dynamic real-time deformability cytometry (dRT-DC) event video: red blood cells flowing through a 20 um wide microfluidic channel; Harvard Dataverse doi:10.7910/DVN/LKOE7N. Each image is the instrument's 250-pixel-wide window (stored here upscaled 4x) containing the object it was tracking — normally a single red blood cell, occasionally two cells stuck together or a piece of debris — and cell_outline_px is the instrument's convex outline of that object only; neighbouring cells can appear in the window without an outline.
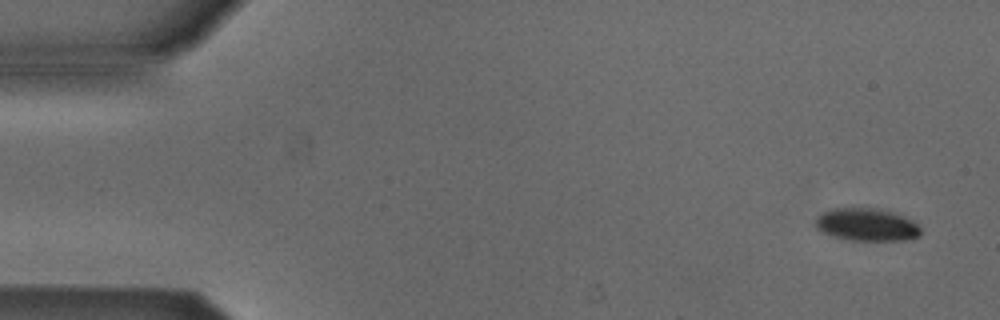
{"species": "Egyptian fruit bat (a non-hibernating species)", "species_latin": "Rousettus aegyptiacus", "temperature_condition": "cold", "stored_images_in_passage": 7, "camera_frame_rate_fps": 3000, "um_per_image_px": 0.085, "animal": {"sex": "male"}, "frame": {"image": 1, "passage_image": 1, "time_ms": 0.0, "image_size_px": [1000, 320], "cell_outline_px": [[920, 236], [904, 240], [852, 240], [836, 236], [824, 232], [816, 228], [816, 216], [824, 212], [836, 208], [876, 208], [892, 212], [904, 216], [912, 220], [920, 228]], "centroid_in_image_um": [73.69, 19.09], "position_along_channel_um": 11.3, "area_um2": 19.71}}
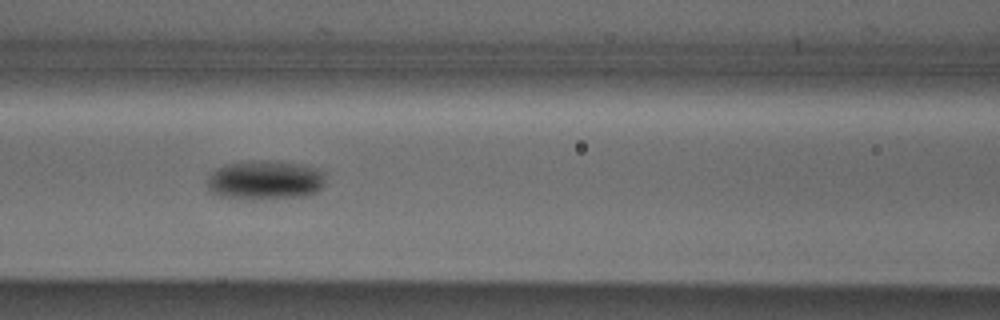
{"frame": {"image": 2, "passage_image": 6, "time_ms": 1.667, "image_size_px": [1000, 320], "cell_outline_px": [[324, 184], [316, 192], [304, 196], [220, 196], [212, 192], [208, 188], [208, 176], [216, 168], [224, 164], [248, 160], [268, 160], [300, 164], [316, 168], [324, 172]], "centroid_in_image_um": [22.53, 15.23], "position_along_channel_um": 144.1, "area_um2": 26.13}}
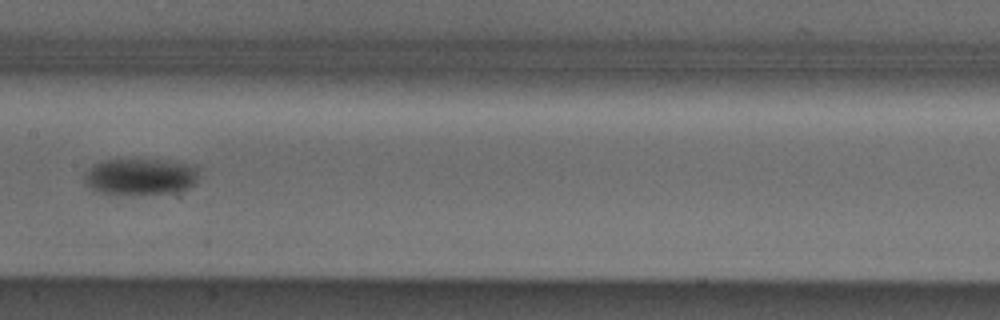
{"frame": {"image": 3, "passage_image": 7, "time_ms": 2.0, "image_size_px": [1000, 320], "cell_outline_px": [[196, 184], [188, 188], [172, 192], [96, 192], [84, 184], [84, 172], [92, 164], [104, 160], [168, 160], [196, 164]], "centroid_in_image_um": [11.91, 14.96], "position_along_channel_um": 195.5, "area_um2": 23.93}}